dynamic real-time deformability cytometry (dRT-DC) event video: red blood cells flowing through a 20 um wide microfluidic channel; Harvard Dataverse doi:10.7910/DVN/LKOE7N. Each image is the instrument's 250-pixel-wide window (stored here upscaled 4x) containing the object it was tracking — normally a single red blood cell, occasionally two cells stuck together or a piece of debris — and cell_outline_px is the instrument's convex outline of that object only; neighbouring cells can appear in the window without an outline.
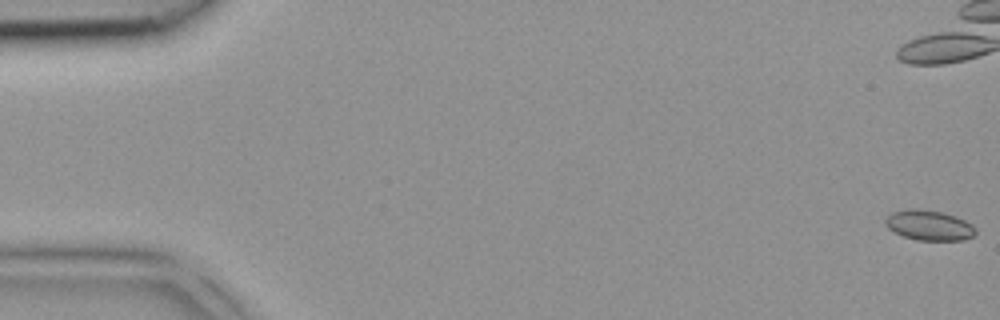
{"species": "common noctule bat (a hibernating species)", "species_latin": "Nyctalus noctula", "temperature_condition": "room temperature", "stored_images_in_passage": 6, "camera_frame_rate_fps": 3000, "um_per_image_px": 0.085, "animal": {"sex": "female", "body_mass_g": 18.4}, "frame": {"image": 1, "passage_image": 1, "time_ms": 0.0, "image_size_px": [1000, 320], "cell_outline_px": [[976, 232], [972, 236], [964, 240], [916, 240], [904, 236], [888, 228], [884, 224], [884, 220], [892, 212], [912, 208], [916, 208], [944, 212], [956, 216], [972, 224], [976, 228]], "centroid_in_image_um": [78.98, 19.14], "position_along_channel_um": 6.0, "area_um2": 15.9}}